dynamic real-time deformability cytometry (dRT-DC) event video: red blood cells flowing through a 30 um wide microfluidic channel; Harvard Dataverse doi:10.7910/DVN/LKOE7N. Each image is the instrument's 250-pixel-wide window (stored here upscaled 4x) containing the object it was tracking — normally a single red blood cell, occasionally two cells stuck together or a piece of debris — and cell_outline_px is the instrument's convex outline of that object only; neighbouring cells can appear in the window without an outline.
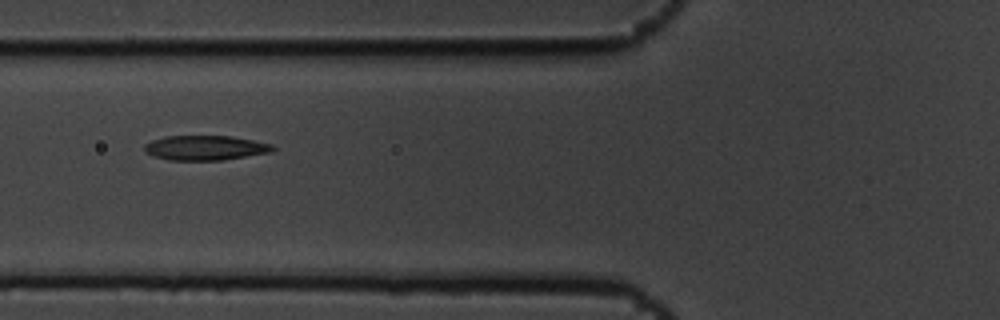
{"species": "common noctule bat (a hibernating species)", "species_latin": "Nyctalus noctula", "temperature_condition": "cold", "stored_images_in_passage": 12, "camera_frame_rate_fps": 3000, "um_per_image_px": 0.085, "animal": {"sex": "male", "body_mass_g": 19.5, "forearm_length_mm": 54.6}, "frame": {"image": 1, "passage_image": 3, "time_ms": 0.667, "image_size_px": [1000, 320], "cell_outline_px": [[276, 148], [272, 152], [220, 160], [168, 160], [152, 156], [144, 152], [144, 144], [152, 140], [164, 136], [232, 136], [272, 144]], "centroid_in_image_um": [17.41, 12.56], "position_along_channel_um": 108.4, "area_um2": 18.55}}
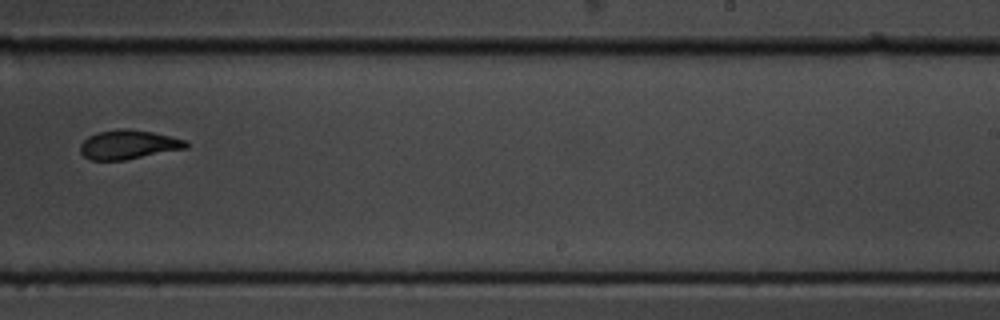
{"frame": {"image": 2, "passage_image": 7, "time_ms": 2.0, "image_size_px": [1000, 320], "cell_outline_px": [[188, 148], [124, 160], [88, 160], [80, 152], [80, 144], [88, 136], [96, 132], [120, 128], [128, 128], [152, 132], [188, 140]], "centroid_in_image_um": [10.91, 12.28], "position_along_channel_um": 278.1, "area_um2": 18.15}}
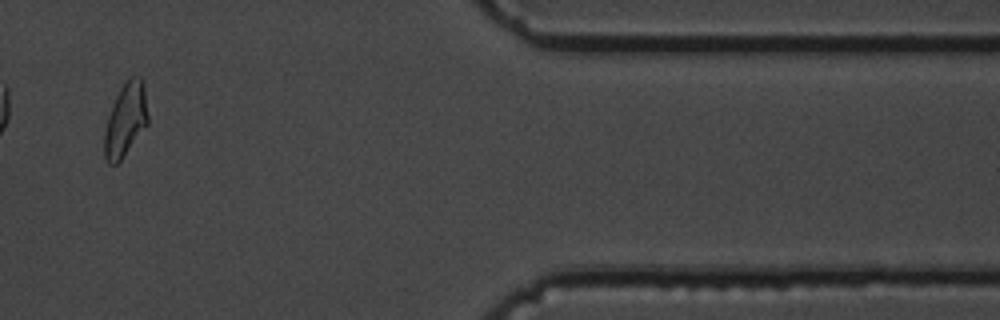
{"frame": {"image": 3, "passage_image": 10, "time_ms": 3.0, "image_size_px": [1000, 320], "cell_outline_px": [[148, 124], [120, 160], [116, 164], [108, 164], [104, 156], [104, 132], [108, 116], [116, 96], [120, 88], [132, 76], [140, 76], [144, 80], [148, 116]], "centroid_in_image_um": [10.68, 10.17], "position_along_channel_um": 400.7, "area_um2": 18.55}}